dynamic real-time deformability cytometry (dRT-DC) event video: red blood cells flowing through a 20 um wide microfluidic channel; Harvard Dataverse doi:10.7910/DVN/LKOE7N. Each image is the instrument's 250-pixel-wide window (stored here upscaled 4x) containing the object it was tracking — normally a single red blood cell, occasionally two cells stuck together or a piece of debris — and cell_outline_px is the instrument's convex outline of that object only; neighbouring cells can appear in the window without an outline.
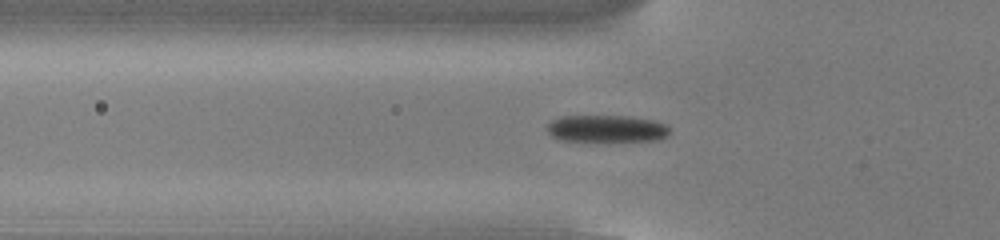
{"species": "common noctule bat (a hibernating species)", "species_latin": "Nyctalus noctula", "temperature_condition": "cold", "stored_images_in_passage": 53, "camera_frame_rate_fps": 3000, "um_per_image_px": 0.085, "animal": {"sex": "male", "body_mass_g": 13.0, "forearm_length_mm": 53.1}, "frame": {"image": 1, "passage_image": 18, "time_ms": 5.667, "image_size_px": [1000, 240], "cell_outline_px": [[668, 136], [660, 140], [560, 140], [552, 136], [548, 132], [548, 124], [552, 120], [560, 116], [632, 116], [656, 120], [664, 124], [668, 128]], "centroid_in_image_um": [51.58, 10.91], "position_along_channel_um": 74.2, "area_um2": 19.13}}
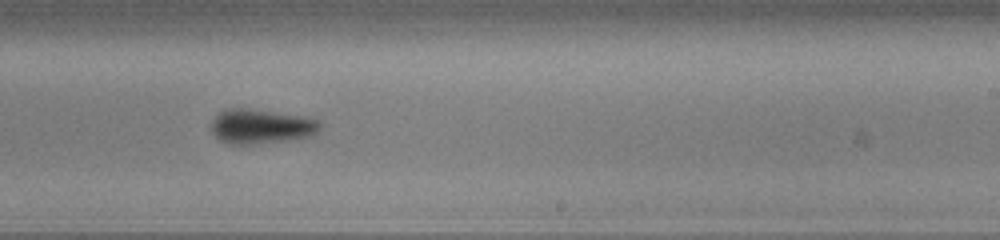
{"frame": {"image": 2, "passage_image": 33, "time_ms": 10.667, "image_size_px": [1000, 240], "cell_outline_px": [[324, 124], [312, 136], [288, 140], [256, 144], [228, 144], [220, 140], [212, 132], [212, 120], [224, 108], [240, 108], [308, 116], [320, 120]], "centroid_in_image_um": [22.24, 10.74], "position_along_channel_um": 266.8, "area_um2": 22.08}}
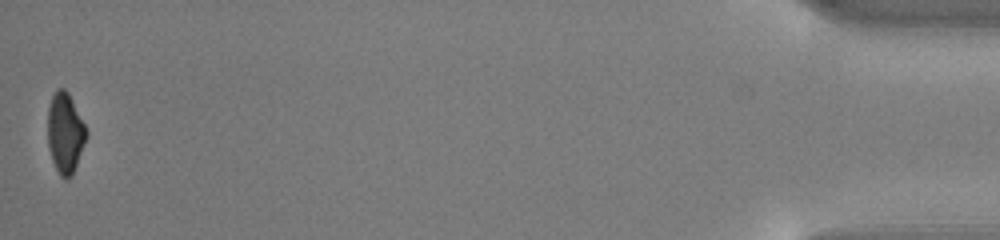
{"frame": {"image": 3, "passage_image": 53, "time_ms": 17.333, "image_size_px": [1000, 240], "cell_outline_px": [[88, 136], [72, 176], [64, 180], [60, 176], [52, 160], [48, 148], [48, 108], [52, 96], [56, 88], [64, 88], [68, 92], [88, 132]], "centroid_in_image_um": [5.54, 11.32], "position_along_channel_um": 429.7, "area_um2": 18.15}, "authors_computed_cell_mechanics": {"area_um2": 20.1722, "velocity_mm_per_s": 3.8516, "shape_relaxation_time_tau1_ms": 1.7331, "shape_relaxation_time_tau2_ms": null, "deformation_change_tau1": 0.1184, "deformation_change_tau2": null}}